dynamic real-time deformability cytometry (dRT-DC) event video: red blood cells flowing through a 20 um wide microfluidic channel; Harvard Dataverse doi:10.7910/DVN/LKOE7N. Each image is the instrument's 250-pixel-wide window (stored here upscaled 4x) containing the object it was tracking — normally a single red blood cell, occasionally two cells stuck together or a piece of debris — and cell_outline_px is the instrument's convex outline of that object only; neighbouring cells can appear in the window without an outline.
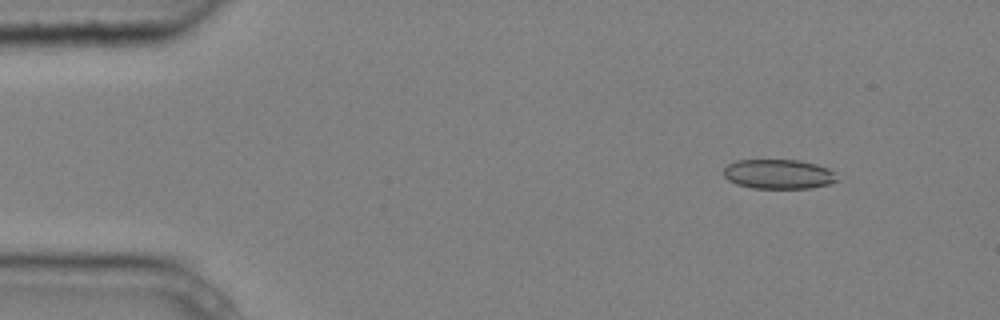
{"species": "common noctule bat (a hibernating species)", "species_latin": "Nyctalus noctula", "temperature_condition": "cold", "stored_images_in_passage": 9, "camera_frame_rate_fps": 3000, "um_per_image_px": 0.085, "animal": {"sex": "male", "body_mass_g": 20.4}, "frame": {"image": 1, "passage_image": 1, "time_ms": 0.0, "image_size_px": [1000, 320], "cell_outline_px": [[840, 180], [828, 184], [812, 188], [752, 188], [736, 184], [728, 180], [724, 176], [724, 168], [728, 164], [736, 160], [800, 160], [816, 164], [828, 168]], "centroid_in_image_um": [66.17, 14.8], "position_along_channel_um": 18.8, "area_um2": 19.59}}